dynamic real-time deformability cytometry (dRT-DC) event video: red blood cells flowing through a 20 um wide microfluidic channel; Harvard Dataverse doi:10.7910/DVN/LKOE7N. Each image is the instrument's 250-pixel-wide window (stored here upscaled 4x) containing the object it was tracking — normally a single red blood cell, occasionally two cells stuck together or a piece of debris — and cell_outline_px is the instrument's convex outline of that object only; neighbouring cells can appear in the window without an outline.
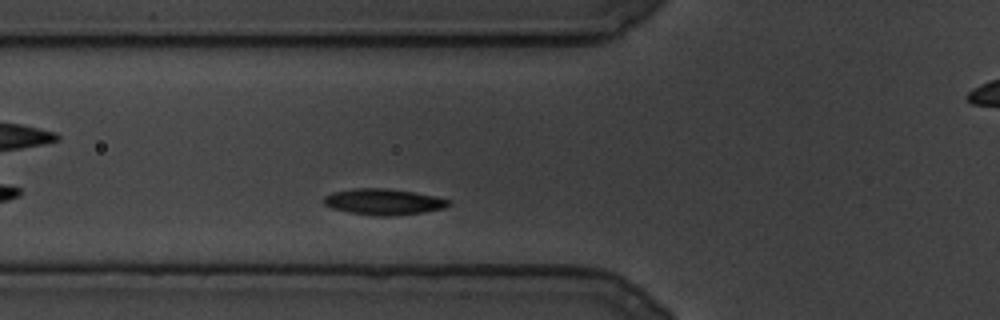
{"species": "common noctule bat (a hibernating species)", "species_latin": "Nyctalus noctula", "temperature_condition": "cold", "stored_images_in_passage": 63, "camera_frame_rate_fps": 3000, "um_per_image_px": 0.085, "animal": {"sex": "male", "body_mass_g": 19.5, "forearm_length_mm": 54.6}, "frame": {"image": 1, "passage_image": 11, "time_ms": 3.333, "image_size_px": [1000, 320], "cell_outline_px": [[452, 204], [444, 208], [424, 212], [388, 216], [372, 216], [348, 212], [332, 208], [324, 204], [324, 196], [332, 192], [356, 188], [388, 188], [436, 196], [452, 200]], "centroid_in_image_um": [32.62, 17.15], "position_along_channel_um": 93.2, "area_um2": 19.07}}
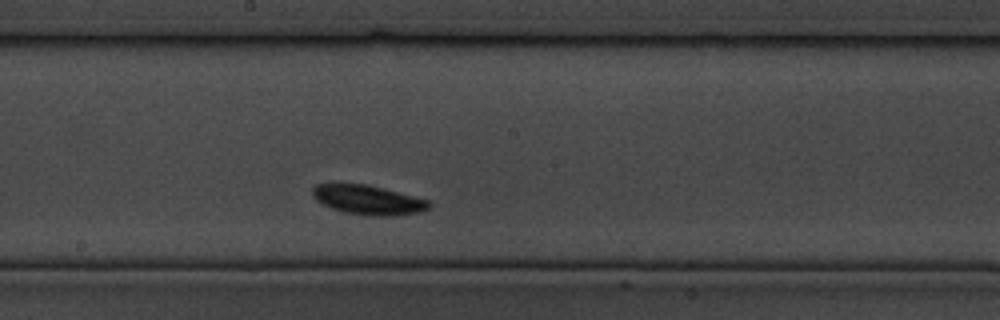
{"frame": {"image": 2, "passage_image": 34, "time_ms": 11.0, "image_size_px": [1000, 320], "cell_outline_px": [[432, 204], [428, 208], [416, 212], [388, 216], [368, 216], [344, 212], [332, 208], [316, 200], [312, 196], [312, 188], [316, 184], [368, 184], [428, 200]], "centroid_in_image_um": [31.25, 16.99], "position_along_channel_um": 217.0, "area_um2": 19.71}}
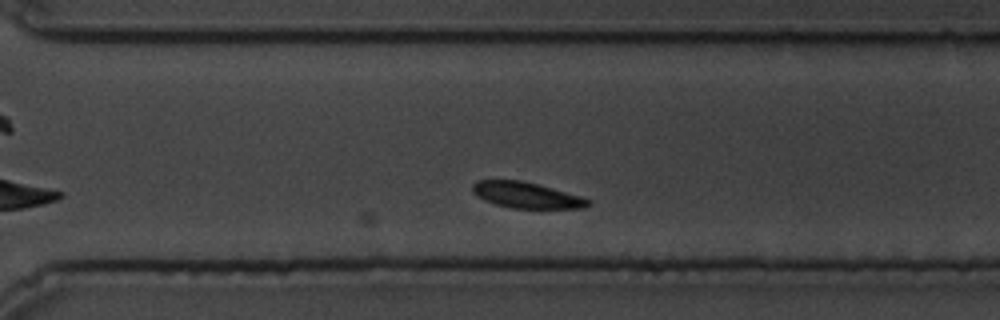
{"frame": {"image": 3, "passage_image": 54, "time_ms": 17.667, "image_size_px": [1000, 320], "cell_outline_px": [[592, 204], [584, 208], [512, 208], [496, 204], [484, 200], [472, 192], [472, 184], [476, 180], [520, 180], [552, 188], [580, 196], [592, 200]], "centroid_in_image_um": [44.75, 16.59], "position_along_channel_um": 325.9, "area_um2": 17.4}}